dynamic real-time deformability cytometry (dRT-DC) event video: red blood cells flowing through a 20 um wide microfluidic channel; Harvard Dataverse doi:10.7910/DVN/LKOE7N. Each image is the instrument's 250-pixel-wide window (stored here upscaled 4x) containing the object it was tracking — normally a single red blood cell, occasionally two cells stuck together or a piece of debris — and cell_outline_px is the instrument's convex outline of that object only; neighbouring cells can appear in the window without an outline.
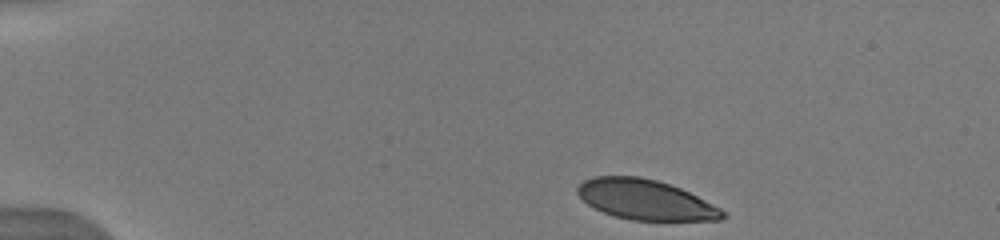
{"species": "human", "species_latin": "Homo sapiens", "temperature_condition": "warm", "stored_images_in_passage": 48, "camera_frame_rate_fps": 3000, "um_per_image_px": 0.085, "donor": {"sex": "male"}, "frame": {"image": 1, "passage_image": 1, "time_ms": 0.0, "image_size_px": [1000, 240], "cell_outline_px": [[728, 216], [720, 220], [632, 220], [616, 216], [604, 212], [588, 204], [576, 192], [576, 188], [584, 180], [596, 176], [640, 176], [656, 180], [680, 188], [720, 208]], "centroid_in_image_um": [54.86, 16.97], "position_along_channel_um": 30.1, "area_um2": 33.47}}
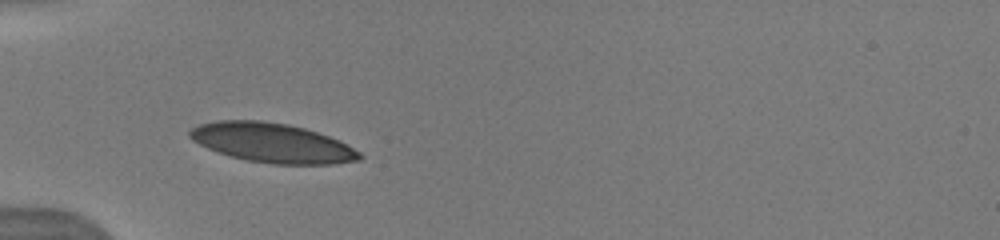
{"frame": {"image": 2, "passage_image": 11, "time_ms": 2.667, "image_size_px": [1000, 240], "cell_outline_px": [[364, 156], [360, 160], [332, 164], [272, 164], [248, 160], [216, 152], [192, 140], [188, 136], [188, 132], [192, 128], [200, 124], [216, 120], [260, 120], [288, 124], [304, 128], [340, 140], [360, 152]], "centroid_in_image_um": [23.14, 12.14], "position_along_channel_um": 61.9, "area_um2": 38.96}}
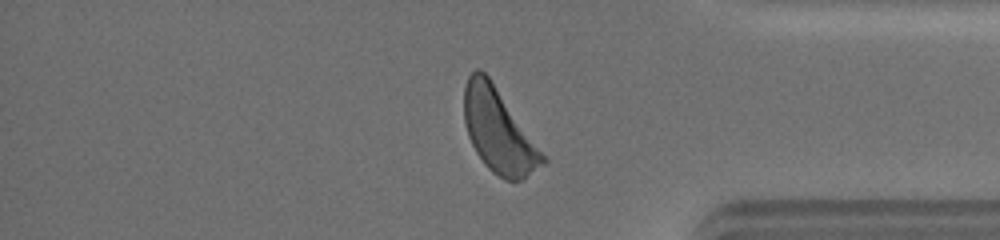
{"frame": {"image": 3, "passage_image": 42, "time_ms": 11.333, "image_size_px": [1000, 240], "cell_outline_px": [[548, 160], [544, 164], [524, 180], [504, 180], [492, 172], [484, 164], [476, 152], [468, 136], [464, 120], [464, 88], [468, 76], [476, 68], [480, 68], [488, 76]], "centroid_in_image_um": [42.36, 11.15], "position_along_channel_um": 392.8, "area_um2": 37.86}, "authors_computed_cell_mechanics": {"area_um2": 37.281, "velocity_mm_per_s": 4.0396, "shape_relaxation_time_tau1_ms": 2.129, "shape_relaxation_time_tau2_ms": null, "deformation_change_tau1": 0.132, "deformation_change_tau2": null}}